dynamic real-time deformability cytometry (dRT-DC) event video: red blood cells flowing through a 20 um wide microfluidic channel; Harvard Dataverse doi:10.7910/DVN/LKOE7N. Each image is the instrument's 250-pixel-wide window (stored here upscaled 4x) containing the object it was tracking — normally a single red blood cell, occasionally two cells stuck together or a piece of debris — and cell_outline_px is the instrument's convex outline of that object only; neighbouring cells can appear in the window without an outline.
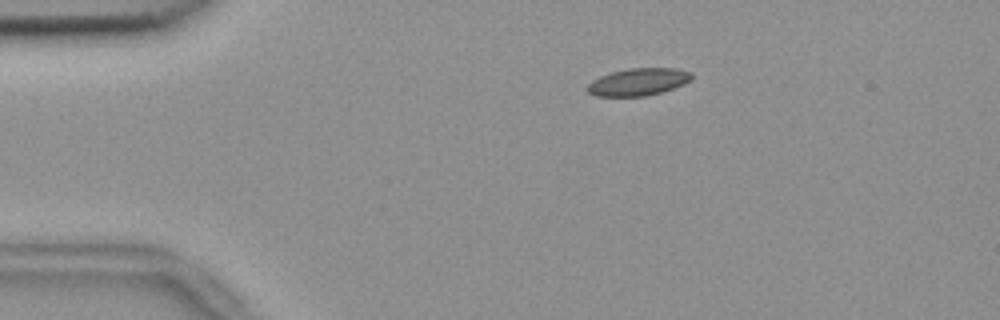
{"species": "common noctule bat (a hibernating species)", "species_latin": "Nyctalus noctula", "temperature_condition": "room temperature", "stored_images_in_passage": 56, "camera_frame_rate_fps": 3000, "um_per_image_px": 0.085, "animal": {"sex": "female", "body_mass_g": 18.4}, "frame": {"image": 1, "passage_image": 11, "time_ms": 3.333, "image_size_px": [1000, 320], "cell_outline_px": [[692, 80], [684, 84], [660, 92], [644, 96], [596, 96], [588, 92], [584, 88], [592, 80], [600, 76], [612, 72], [628, 68], [676, 68], [692, 72]], "centroid_in_image_um": [54.24, 6.95], "position_along_channel_um": 30.8, "area_um2": 16.65}}
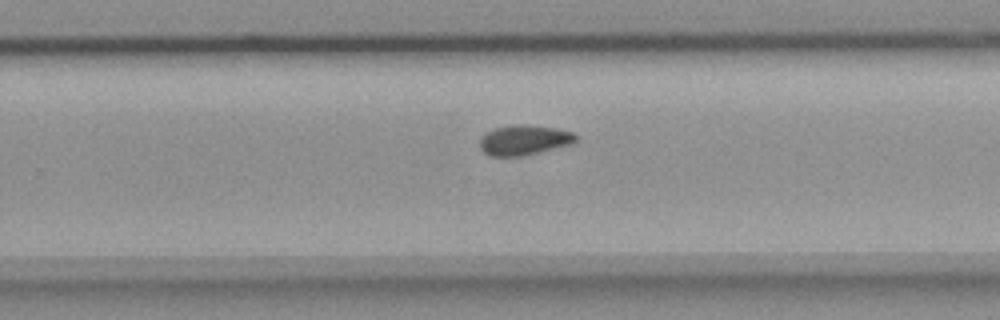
{"frame": {"image": 2, "passage_image": 36, "time_ms": 11.667, "image_size_px": [1000, 320], "cell_outline_px": [[576, 140], [572, 144], [540, 152], [520, 156], [488, 156], [480, 148], [480, 140], [488, 132], [496, 128], [508, 124], [528, 124], [556, 128], [572, 132], [576, 136]], "centroid_in_image_um": [44.55, 11.9], "position_along_channel_um": 285.2, "area_um2": 16.82}}
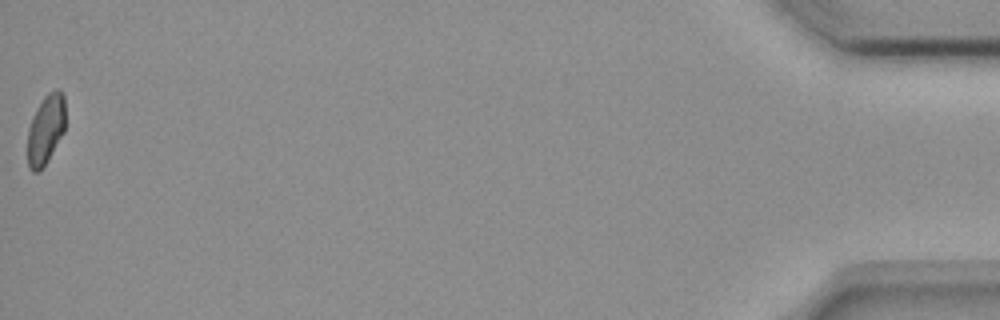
{"frame": {"image": 3, "passage_image": 56, "time_ms": 18.333, "image_size_px": [1000, 320], "cell_outline_px": [[64, 132], [40, 172], [32, 172], [28, 168], [28, 128], [32, 116], [36, 108], [44, 96], [48, 92], [56, 88], [60, 88], [64, 96]], "centroid_in_image_um": [3.87, 10.98], "position_along_channel_um": 431.3, "area_um2": 15.43}, "authors_computed_cell_mechanics": {"area_um2": 16.5886, "velocity_mm_per_s": 3.6634, "shape_relaxation_time_tau1_ms": null, "shape_relaxation_time_tau2_ms": 4.4098, "deformation_change_tau1": null, "deformation_change_tau2": 0.0824}}